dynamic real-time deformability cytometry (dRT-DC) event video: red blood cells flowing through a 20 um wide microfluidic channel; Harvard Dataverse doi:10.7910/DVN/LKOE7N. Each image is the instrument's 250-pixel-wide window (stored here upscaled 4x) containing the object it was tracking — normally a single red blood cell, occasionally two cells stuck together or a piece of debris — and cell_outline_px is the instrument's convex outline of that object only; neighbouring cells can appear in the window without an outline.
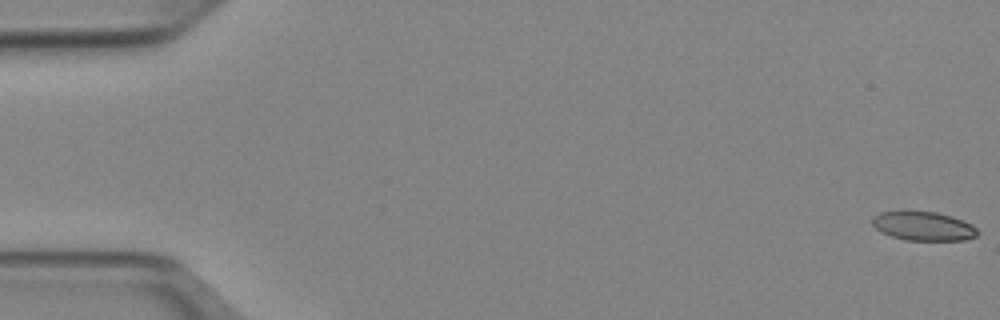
{"species": "Egyptian fruit bat (a non-hibernating species)", "species_latin": "Rousettus aegyptiacus", "temperature_condition": "cold", "stored_images_in_passage": 52, "camera_frame_rate_fps": 3000, "um_per_image_px": 0.085, "animal": {"sex": "female"}, "frame": {"image": 1, "passage_image": 1, "time_ms": 0.0, "image_size_px": [1000, 320], "cell_outline_px": [[980, 232], [976, 236], [964, 240], [904, 240], [880, 232], [872, 224], [872, 216], [880, 212], [900, 208], [904, 208], [936, 212], [972, 224]], "centroid_in_image_um": [78.4, 19.17], "position_along_channel_um": 6.6, "area_um2": 18.38}}
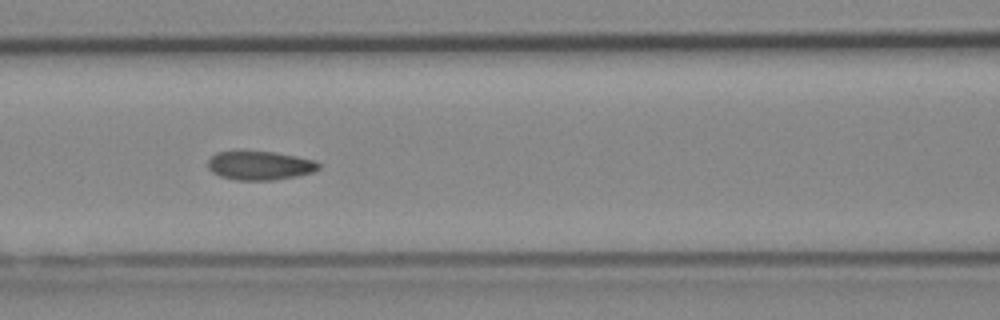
{"frame": {"image": 2, "passage_image": 23, "time_ms": 7.333, "image_size_px": [1000, 320], "cell_outline_px": [[320, 168], [312, 172], [296, 176], [272, 180], [236, 180], [220, 176], [212, 172], [208, 168], [208, 160], [216, 152], [272, 152], [296, 156], [316, 160], [320, 164]], "centroid_in_image_um": [22.1, 14.08], "position_along_channel_um": 144.5, "area_um2": 18.44}}
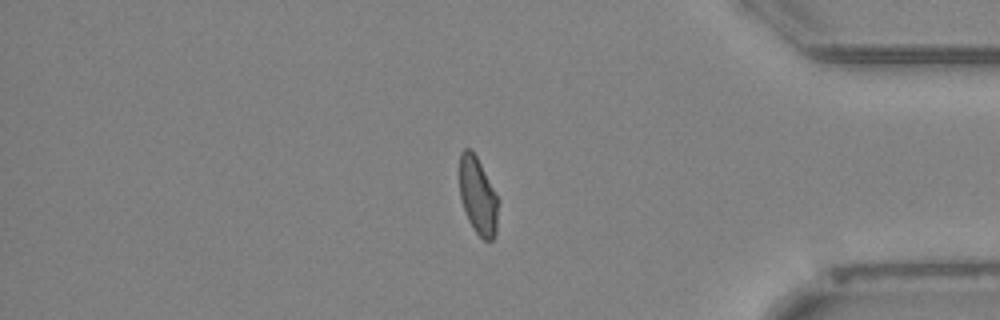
{"frame": {"image": 3, "passage_image": 44, "time_ms": 14.333, "image_size_px": [1000, 320], "cell_outline_px": [[500, 200], [496, 232], [492, 240], [484, 240], [472, 228], [468, 220], [460, 196], [460, 152], [464, 148], [472, 148]], "centroid_in_image_um": [40.64, 16.65], "position_along_channel_um": 394.6, "area_um2": 17.63}, "authors_computed_cell_mechanics": {"area_um2": 18.4382, "velocity_mm_per_s": 3.9492, "shape_relaxation_time_tau1_ms": null, "shape_relaxation_time_tau2_ms": 1.7294, "deformation_change_tau1": null, "deformation_change_tau2": 0.056}}